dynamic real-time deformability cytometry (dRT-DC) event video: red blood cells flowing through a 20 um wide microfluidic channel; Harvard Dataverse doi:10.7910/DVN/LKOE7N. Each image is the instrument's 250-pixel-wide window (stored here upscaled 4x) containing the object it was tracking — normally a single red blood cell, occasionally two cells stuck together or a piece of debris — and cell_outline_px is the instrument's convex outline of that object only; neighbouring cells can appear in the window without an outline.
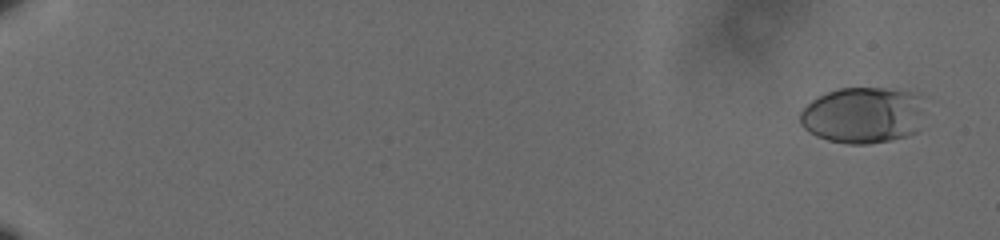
{"species": "human", "species_latin": "Homo sapiens", "temperature_condition": "cold", "stored_images_in_passage": 63, "camera_frame_rate_fps": 3000, "um_per_image_px": 0.085, "donor": {"sex": "male"}, "frame": {"image": 1, "passage_image": 4, "time_ms": 1.0, "image_size_px": [1000, 240], "cell_outline_px": [[920, 96], [916, 132], [908, 136], [868, 144], [848, 144], [828, 140], [816, 136], [808, 132], [800, 124], [800, 112], [816, 96], [836, 88], [884, 88], [912, 92]], "centroid_in_image_um": [73.25, 9.79], "position_along_channel_um": 11.8, "area_um2": 40.46}}
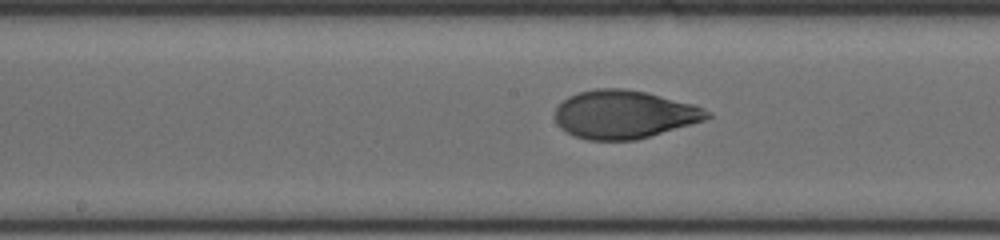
{"frame": {"image": 2, "passage_image": 37, "time_ms": 12.0, "image_size_px": [1000, 240], "cell_outline_px": [[712, 116], [704, 120], [636, 140], [588, 140], [572, 136], [560, 128], [556, 124], [556, 108], [568, 96], [580, 92], [596, 88], [624, 88], [648, 92], [696, 104], [712, 112]], "centroid_in_image_um": [53.06, 9.72], "position_along_channel_um": 195.1, "area_um2": 43.0}}
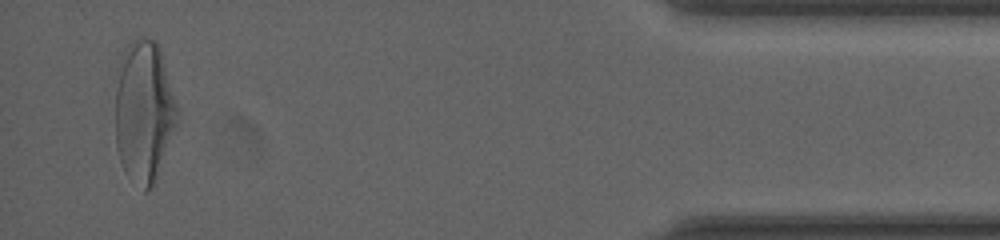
{"frame": {"image": 3, "passage_image": 61, "time_ms": 20.0, "image_size_px": [1000, 240], "cell_outline_px": [[180, 116], [152, 184], [144, 192], [124, 172], [116, 148], [116, 68], [128, 44], [132, 40], [140, 36], [144, 36], [156, 40], [160, 48]], "centroid_in_image_um": [12.21, 9.4], "position_along_channel_um": 423.0, "area_um2": 51.04}, "authors_computed_cell_mechanics": {"area_um2": 41.9628, "velocity_mm_per_s": 3.5681, "shape_relaxation_time_tau1_ms": 4.2222, "shape_relaxation_time_tau2_ms": 0.8893, "deformation_change_tau1": 0.1843, "deformation_change_tau2": 0.0563}}